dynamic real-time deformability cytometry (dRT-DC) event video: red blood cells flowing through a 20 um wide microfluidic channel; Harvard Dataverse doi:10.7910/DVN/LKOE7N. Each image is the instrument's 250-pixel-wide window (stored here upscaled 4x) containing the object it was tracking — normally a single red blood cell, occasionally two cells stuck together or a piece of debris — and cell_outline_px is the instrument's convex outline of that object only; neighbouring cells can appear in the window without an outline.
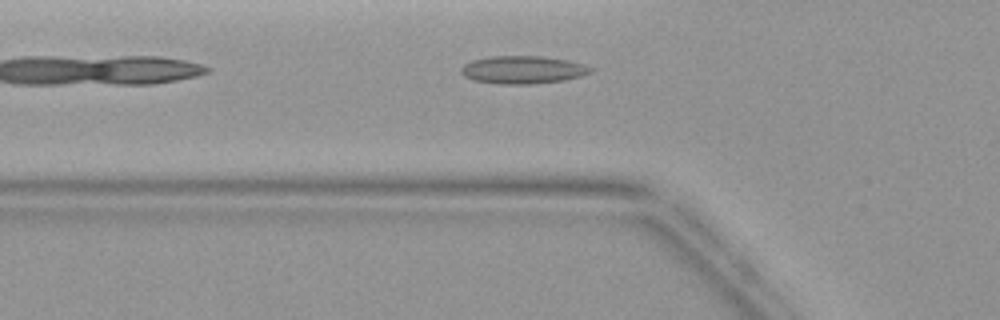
{"species": "common noctule bat (a hibernating species)", "species_latin": "Nyctalus noctula", "temperature_condition": "warm", "stored_images_in_passage": 2, "camera_frame_rate_fps": 3000, "um_per_image_px": 0.085, "animal": {"sex": "female", "body_mass_g": 19.9}, "frame": {"image": 1, "passage_image": 2, "time_ms": 1.333, "image_size_px": [1000, 320], "cell_outline_px": [[592, 72], [580, 76], [564, 80], [532, 84], [496, 84], [472, 80], [464, 76], [460, 72], [460, 68], [464, 64], [472, 60], [488, 56], [544, 56], [568, 60], [584, 64], [592, 68]], "centroid_in_image_um": [44.41, 5.93], "position_along_channel_um": 81.4, "area_um2": 21.21}}